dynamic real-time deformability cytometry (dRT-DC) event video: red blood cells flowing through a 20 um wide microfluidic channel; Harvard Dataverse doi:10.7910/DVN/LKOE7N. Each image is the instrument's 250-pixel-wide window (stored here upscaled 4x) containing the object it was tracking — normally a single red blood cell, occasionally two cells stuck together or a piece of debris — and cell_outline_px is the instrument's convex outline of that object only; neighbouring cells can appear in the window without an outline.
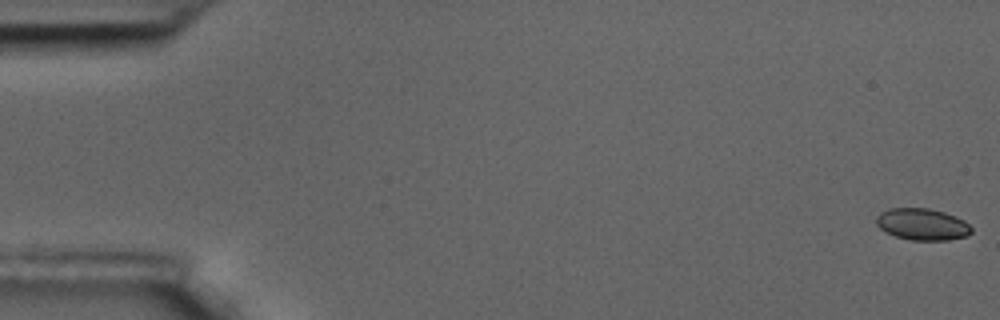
{"species": "common noctule bat (a hibernating species)", "species_latin": "Nyctalus noctula", "temperature_condition": "room temperature", "stored_images_in_passage": 17, "camera_frame_rate_fps": 3000, "um_per_image_px": 0.085, "animal": {"sex": "male", "body_mass_g": 17.5, "forearm_length_mm": 52.3}, "frame": {"image": 1, "passage_image": 1, "time_ms": 0.0, "image_size_px": [1000, 320], "cell_outline_px": [[972, 232], [968, 236], [948, 240], [912, 240], [896, 236], [884, 232], [876, 224], [876, 216], [880, 212], [888, 208], [928, 208], [944, 212], [956, 216], [964, 220], [972, 228]], "centroid_in_image_um": [78.39, 19.06], "position_along_channel_um": 6.6, "area_um2": 17.74}}
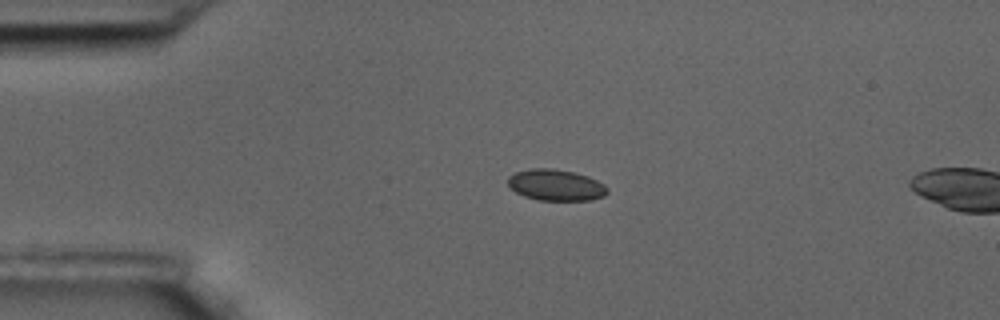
{"frame": {"image": 2, "passage_image": 14, "time_ms": 4.333, "image_size_px": [1000, 320], "cell_outline_px": [[608, 192], [604, 196], [592, 200], [540, 200], [524, 196], [516, 192], [508, 184], [508, 176], [516, 172], [528, 168], [552, 168], [572, 172], [588, 176], [604, 184], [608, 188]], "centroid_in_image_um": [47.25, 15.72], "position_along_channel_um": 37.7, "area_um2": 18.09}}